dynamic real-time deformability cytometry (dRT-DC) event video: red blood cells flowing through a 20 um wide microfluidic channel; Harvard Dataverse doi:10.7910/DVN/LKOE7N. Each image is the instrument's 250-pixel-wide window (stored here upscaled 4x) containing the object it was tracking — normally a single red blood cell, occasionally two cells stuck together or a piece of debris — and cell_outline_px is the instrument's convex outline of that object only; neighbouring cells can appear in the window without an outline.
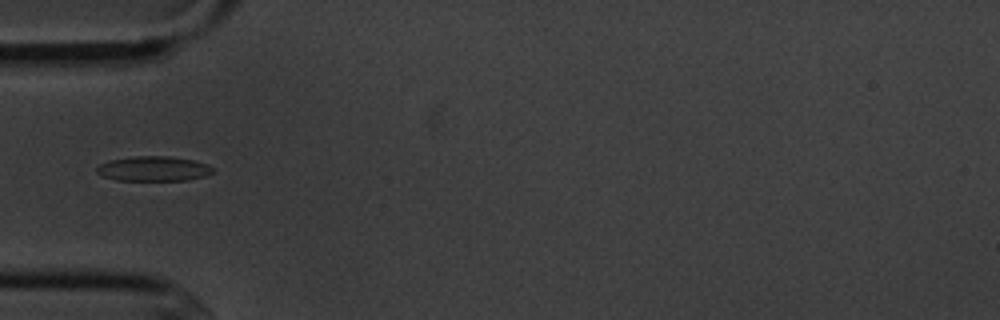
{"species": "common noctule bat (a hibernating species)", "species_latin": "Nyctalus noctula", "temperature_condition": "cold", "stored_images_in_passage": 15, "camera_frame_rate_fps": 3000, "um_per_image_px": 0.085, "animal": {"sex": "male", "body_mass_g": 20.1, "forearm_length_mm": 53.5}, "frame": {"image": 1, "passage_image": 5, "time_ms": 5.667, "image_size_px": [1000, 320], "cell_outline_px": [[216, 172], [204, 176], [188, 180], [116, 180], [100, 176], [96, 172], [96, 168], [100, 164], [108, 160], [132, 156], [168, 156], [192, 160], [208, 164]], "centroid_in_image_um": [13.02, 14.34], "position_along_channel_um": 72.0, "area_um2": 16.94}}
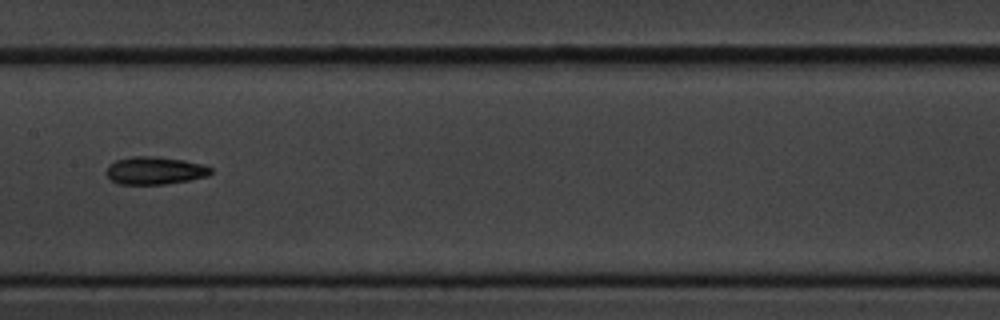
{"frame": {"image": 2, "passage_image": 8, "time_ms": 9.0, "image_size_px": [1000, 320], "cell_outline_px": [[212, 172], [208, 176], [188, 180], [164, 184], [120, 184], [112, 180], [108, 176], [108, 164], [116, 160], [132, 156], [156, 156], [184, 160], [204, 164], [212, 168]], "centroid_in_image_um": [13.2, 14.48], "position_along_channel_um": 194.2, "area_um2": 16.82}}
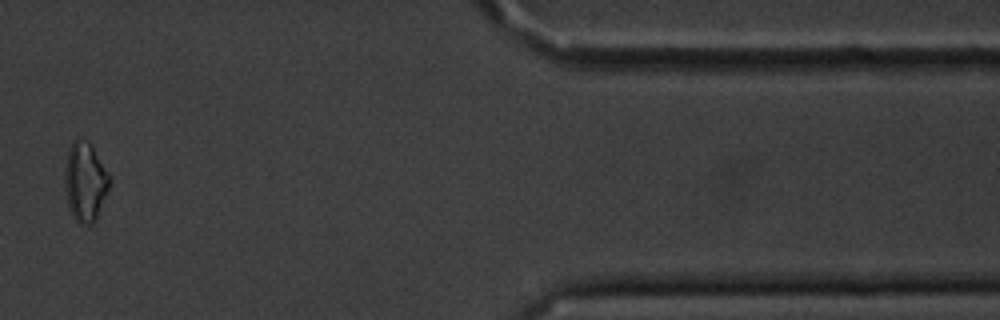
{"frame": {"image": 3, "passage_image": 14, "time_ms": 16.0, "image_size_px": [1000, 320], "cell_outline_px": [[108, 192], [96, 220], [92, 224], [84, 224], [76, 220], [72, 216], [68, 204], [64, 188], [64, 172], [68, 148], [76, 136], [88, 140], [92, 144], [108, 172]], "centroid_in_image_um": [7.22, 15.4], "position_along_channel_um": 404.2, "area_um2": 20.92}, "authors_computed_cell_mechanics": {"area_um2": 16.6464, "velocity_mm_per_s": 3.6375, "shape_relaxation_time_tau1_ms": 9.5221, "shape_relaxation_time_tau2_ms": null, "deformation_change_tau1": 0.168, "deformation_change_tau2": null}}